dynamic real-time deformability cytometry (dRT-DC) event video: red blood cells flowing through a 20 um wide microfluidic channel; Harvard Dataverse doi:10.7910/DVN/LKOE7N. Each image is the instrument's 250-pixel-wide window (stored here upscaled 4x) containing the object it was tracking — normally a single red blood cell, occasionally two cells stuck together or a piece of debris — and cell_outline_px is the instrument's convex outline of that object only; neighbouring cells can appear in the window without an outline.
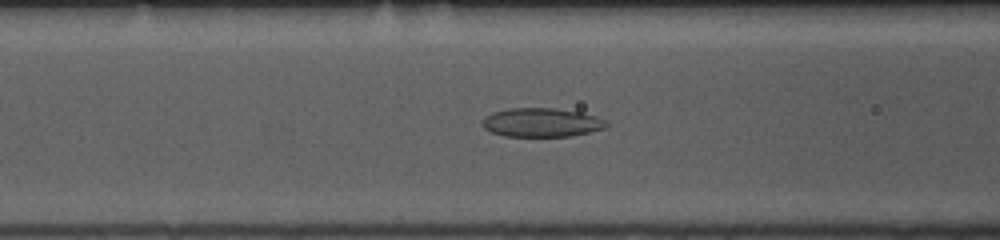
{"species": "common noctule bat (a hibernating species)", "species_latin": "Nyctalus noctula", "temperature_condition": "room temperature", "stored_images_in_passage": 53, "camera_frame_rate_fps": 3000, "um_per_image_px": 0.085, "animal": {"sex": "female", "body_mass_g": 10.0, "forearm_length_mm": 53.1}, "frame": {"image": 1, "passage_image": 21, "time_ms": 6.667, "image_size_px": [1000, 240], "cell_outline_px": [[608, 124], [604, 128], [572, 136], [504, 136], [492, 132], [484, 128], [480, 124], [480, 120], [484, 116], [492, 112], [508, 108], [556, 108], [580, 112], [596, 116], [608, 120]], "centroid_in_image_um": [45.99, 10.4], "position_along_channel_um": 120.6, "area_um2": 21.1}}
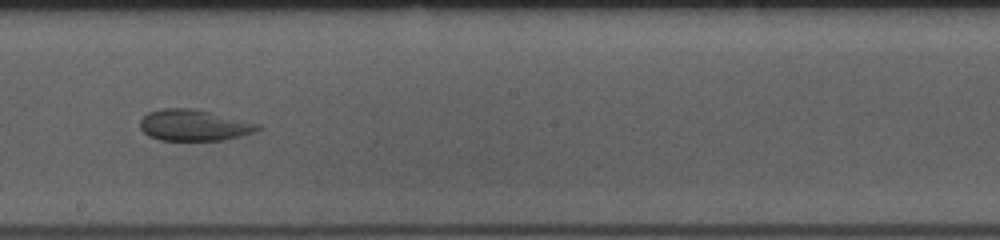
{"frame": {"image": 2, "passage_image": 30, "time_ms": 9.667, "image_size_px": [1000, 240], "cell_outline_px": [[260, 128], [252, 132], [240, 136], [224, 140], [160, 140], [148, 136], [140, 128], [140, 120], [148, 112], [164, 108], [196, 108], [260, 124]], "centroid_in_image_um": [16.46, 10.63], "position_along_channel_um": 231.7, "area_um2": 21.39}}
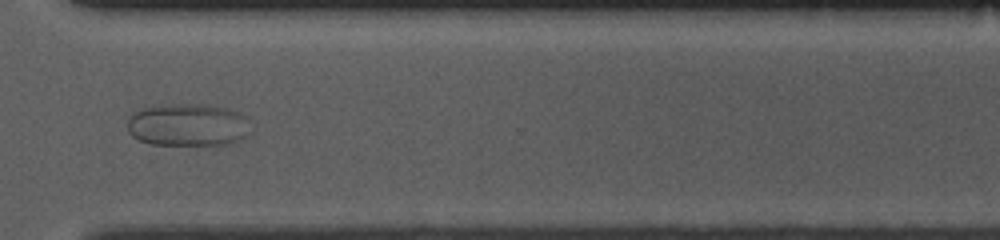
{"frame": {"image": 3, "passage_image": 40, "time_ms": 13.0, "image_size_px": [1000, 240], "cell_outline_px": [[248, 116], [244, 136], [240, 140], [228, 144], [152, 144], [140, 140], [132, 136], [128, 132], [128, 116], [144, 108], [164, 104], [208, 104], [228, 108], [240, 112]], "centroid_in_image_um": [15.95, 10.59], "position_along_channel_um": 354.7, "area_um2": 30.4}}